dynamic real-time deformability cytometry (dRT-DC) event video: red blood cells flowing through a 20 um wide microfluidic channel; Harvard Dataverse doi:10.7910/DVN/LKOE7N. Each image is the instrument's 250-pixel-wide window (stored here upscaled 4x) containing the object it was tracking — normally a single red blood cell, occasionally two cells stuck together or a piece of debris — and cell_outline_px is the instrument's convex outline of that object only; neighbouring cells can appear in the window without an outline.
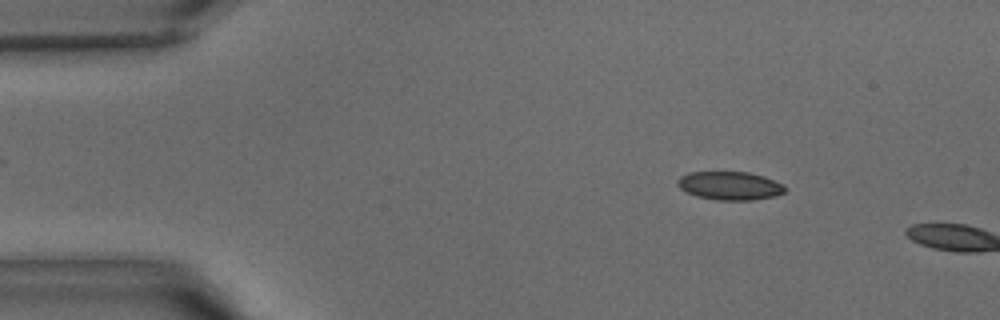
{"species": "common noctule bat (a hibernating species)", "species_latin": "Nyctalus noctula", "temperature_condition": "warm", "stored_images_in_passage": 3, "camera_frame_rate_fps": 3000, "um_per_image_px": 0.085, "animal": {"sex": "male", "body_mass_g": 15.6}, "frame": {"image": 1, "passage_image": 1, "time_ms": 0.0, "image_size_px": [1000, 320], "cell_outline_px": [[788, 188], [784, 192], [776, 196], [752, 200], [716, 200], [696, 196], [680, 188], [676, 184], [676, 180], [680, 176], [688, 172], [748, 172], [764, 176], [784, 184]], "centroid_in_image_um": [62.05, 15.78], "position_along_channel_um": 23.0, "area_um2": 17.98}}